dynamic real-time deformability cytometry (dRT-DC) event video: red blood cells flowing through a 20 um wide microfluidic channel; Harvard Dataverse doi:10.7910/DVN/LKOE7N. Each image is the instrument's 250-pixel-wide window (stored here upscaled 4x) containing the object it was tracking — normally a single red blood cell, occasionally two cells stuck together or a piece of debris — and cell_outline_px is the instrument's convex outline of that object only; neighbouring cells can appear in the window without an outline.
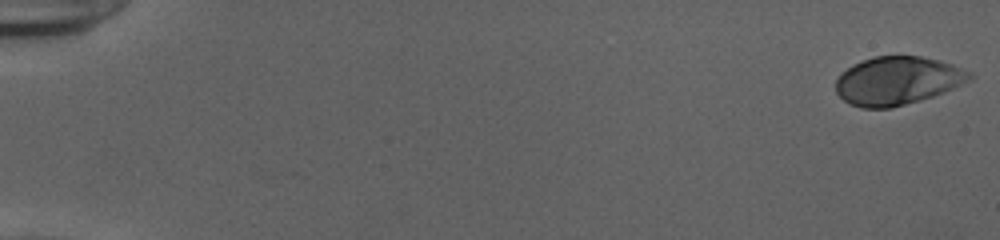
{"species": "human", "species_latin": "Homo sapiens", "temperature_condition": "cold", "stored_images_in_passage": 8, "camera_frame_rate_fps": 3000, "um_per_image_px": 0.085, "donor": {"sex": "female"}, "frame": {"image": 1, "passage_image": 1, "time_ms": 0.0, "image_size_px": [1000, 240], "cell_outline_px": [[972, 76], [968, 80], [944, 92], [920, 100], [892, 108], [860, 108], [848, 104], [836, 92], [836, 80], [852, 64], [876, 56], [920, 56], [952, 64], [968, 72]], "centroid_in_image_um": [76.23, 6.87], "position_along_channel_um": 8.8, "area_um2": 37.11}}